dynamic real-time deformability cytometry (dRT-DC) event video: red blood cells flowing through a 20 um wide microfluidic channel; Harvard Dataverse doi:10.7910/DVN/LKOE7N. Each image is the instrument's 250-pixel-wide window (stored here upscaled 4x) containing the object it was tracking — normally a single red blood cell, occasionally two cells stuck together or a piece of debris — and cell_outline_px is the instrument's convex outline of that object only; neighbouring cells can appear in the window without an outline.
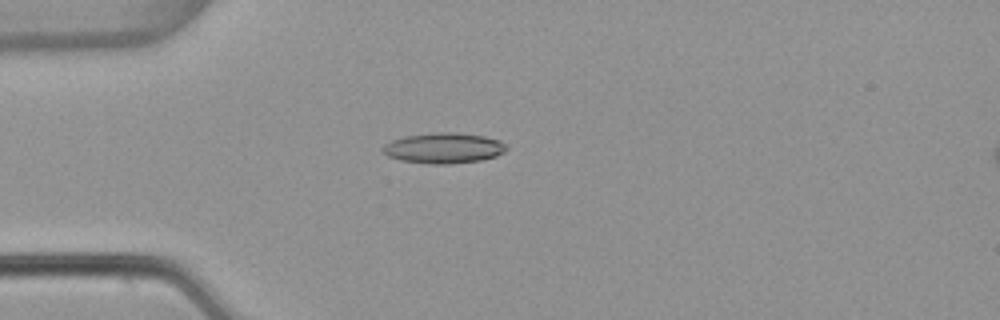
{"species": "common noctule bat (a hibernating species)", "species_latin": "Nyctalus noctula", "temperature_condition": "warm", "stored_images_in_passage": 41, "camera_frame_rate_fps": 3000, "um_per_image_px": 0.085, "animal": {"sex": "female", "body_mass_g": 22.7, "forearm_length_mm": 54.2}, "frame": {"image": 1, "passage_image": 3, "time_ms": 0.667, "image_size_px": [1000, 320], "cell_outline_px": [[508, 148], [504, 152], [496, 156], [480, 160], [452, 164], [428, 164], [400, 160], [388, 156], [380, 152], [380, 148], [384, 144], [392, 140], [404, 136], [436, 132], [456, 132], [484, 136], [500, 140]], "centroid_in_image_um": [37.67, 12.59], "position_along_channel_um": 47.3, "area_um2": 22.25}}
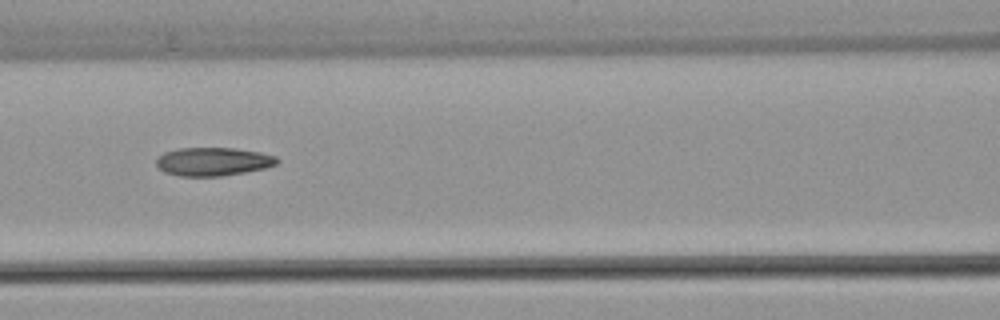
{"frame": {"image": 2, "passage_image": 12, "time_ms": 3.667, "image_size_px": [1000, 320], "cell_outline_px": [[280, 160], [276, 164], [264, 168], [244, 172], [220, 176], [180, 176], [164, 172], [156, 164], [156, 160], [164, 152], [180, 148], [236, 148], [260, 152], [276, 156]], "centroid_in_image_um": [18.12, 13.73], "position_along_channel_um": 148.5, "area_um2": 19.88}}
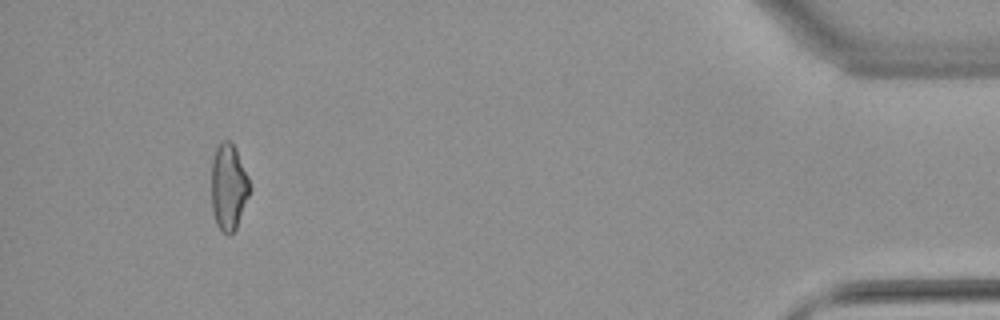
{"frame": {"image": 3, "passage_image": 38, "time_ms": 12.333, "image_size_px": [1000, 320], "cell_outline_px": [[252, 188], [236, 228], [228, 236], [216, 224], [212, 212], [212, 160], [216, 148], [220, 140], [228, 140], [232, 144], [248, 176]], "centroid_in_image_um": [19.43, 15.91], "position_along_channel_um": 415.8, "area_um2": 19.13}, "authors_computed_cell_mechanics": {"area_um2": 19.8832, "velocity_mm_per_s": 3.885, "shape_relaxation_time_tau1_ms": null, "shape_relaxation_time_tau2_ms": 3.8391, "deformation_change_tau1": null, "deformation_change_tau2": 0.122}}